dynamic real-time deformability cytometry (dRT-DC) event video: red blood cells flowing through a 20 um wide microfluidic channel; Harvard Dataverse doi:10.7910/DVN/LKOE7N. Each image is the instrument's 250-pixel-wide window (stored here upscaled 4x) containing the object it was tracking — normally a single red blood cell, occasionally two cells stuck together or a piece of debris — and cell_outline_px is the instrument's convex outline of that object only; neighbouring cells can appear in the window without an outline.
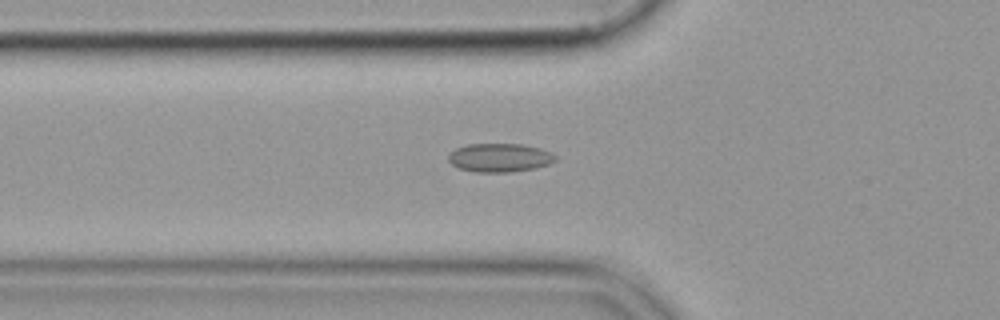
{"species": "common noctule bat (a hibernating species)", "species_latin": "Nyctalus noctula", "temperature_condition": "cold", "stored_images_in_passage": 48, "camera_frame_rate_fps": 3000, "um_per_image_px": 0.085, "animal": {"sex": "female", "body_mass_g": 19.9}, "frame": {"image": 1, "passage_image": 14, "time_ms": 4.333, "image_size_px": [1000, 320], "cell_outline_px": [[556, 160], [548, 164], [532, 168], [508, 172], [476, 172], [460, 168], [452, 164], [448, 160], [448, 156], [456, 148], [468, 144], [520, 144], [540, 148], [556, 156]], "centroid_in_image_um": [42.45, 13.4], "position_along_channel_um": 83.4, "area_um2": 17.51}}
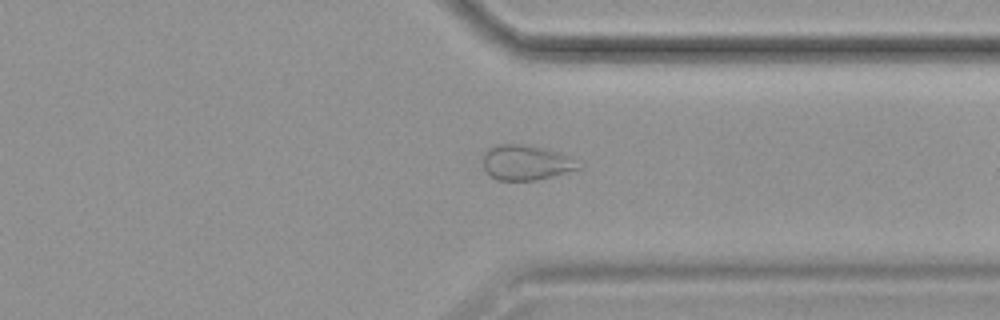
{"frame": {"image": 2, "passage_image": 37, "time_ms": 12.0, "image_size_px": [1000, 320], "cell_outline_px": [[584, 164], [580, 168], [552, 176], [536, 180], [496, 180], [484, 168], [484, 152], [488, 148], [500, 144], [520, 144], [544, 148], [556, 152]], "centroid_in_image_um": [44.7, 13.82], "position_along_channel_um": 366.7, "area_um2": 19.19}}
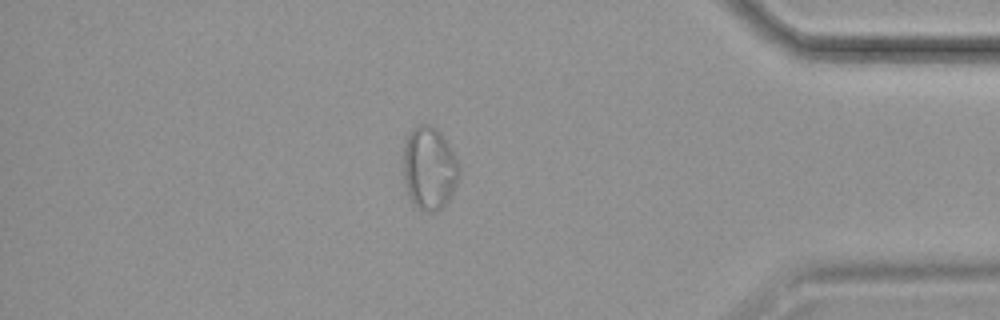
{"frame": {"image": 3, "passage_image": 42, "time_ms": 13.667, "image_size_px": [1000, 320], "cell_outline_px": [[460, 172], [456, 184], [452, 192], [444, 204], [436, 212], [424, 212], [412, 200], [408, 192], [404, 180], [404, 148], [408, 132], [412, 128], [420, 124], [428, 124], [436, 128], [440, 132], [460, 164]], "centroid_in_image_um": [36.49, 14.27], "position_along_channel_um": 398.7, "area_um2": 26.65}}